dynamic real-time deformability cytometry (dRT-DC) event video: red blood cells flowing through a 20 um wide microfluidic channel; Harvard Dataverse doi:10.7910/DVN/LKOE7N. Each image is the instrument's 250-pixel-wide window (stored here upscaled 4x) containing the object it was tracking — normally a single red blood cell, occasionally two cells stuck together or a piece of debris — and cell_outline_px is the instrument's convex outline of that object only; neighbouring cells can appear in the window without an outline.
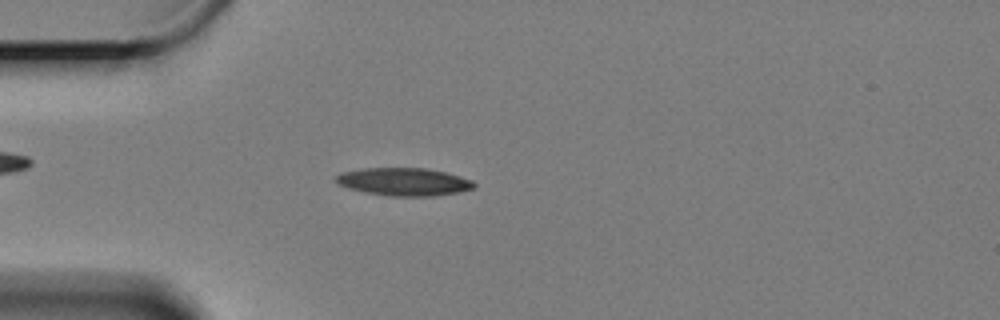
{"species": "Egyptian fruit bat (a non-hibernating species)", "species_latin": "Rousettus aegyptiacus", "temperature_condition": "cold", "stored_images_in_passage": 60, "camera_frame_rate_fps": 3000, "um_per_image_px": 0.085, "animal": {"sex": "female"}, "frame": {"image": 1, "passage_image": 16, "time_ms": 5.0, "image_size_px": [1000, 320], "cell_outline_px": [[476, 184], [472, 188], [456, 192], [432, 196], [388, 196], [364, 192], [348, 188], [340, 184], [336, 180], [336, 176], [340, 172], [364, 168], [424, 168], [444, 172], [472, 180]], "centroid_in_image_um": [34.29, 15.45], "position_along_channel_um": 50.7, "area_um2": 22.14}}
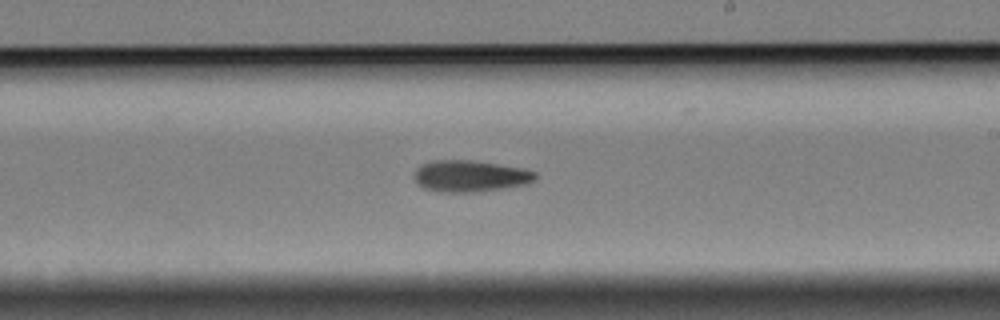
{"frame": {"image": 2, "passage_image": 35, "time_ms": 11.333, "image_size_px": [1000, 320], "cell_outline_px": [[536, 176], [528, 184], [472, 192], [436, 192], [424, 188], [416, 180], [416, 168], [420, 164], [432, 160], [472, 160], [520, 168], [536, 172]], "centroid_in_image_um": [39.92, 14.96], "position_along_channel_um": 249.1, "area_um2": 21.91}}
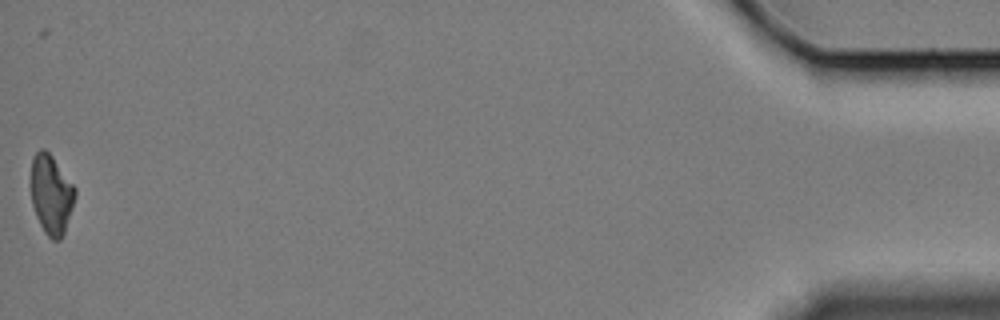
{"frame": {"image": 3, "passage_image": 60, "time_ms": 19.667, "image_size_px": [1000, 320], "cell_outline_px": [[76, 196], [64, 232], [60, 240], [52, 240], [44, 232], [36, 216], [32, 204], [32, 156], [40, 148], [44, 148], [52, 156], [76, 188]], "centroid_in_image_um": [4.36, 16.52], "position_along_channel_um": 430.8, "area_um2": 20.23}, "authors_computed_cell_mechanics": {"area_um2": 21.2993, "velocity_mm_per_s": 3.2969, "shape_relaxation_time_tau1_ms": 6.1452, "shape_relaxation_time_tau2_ms": 10.6006, "deformation_change_tau1": 0.1624, "deformation_change_tau2": 0.2027}}